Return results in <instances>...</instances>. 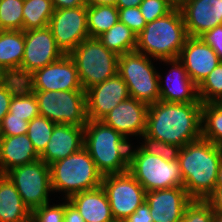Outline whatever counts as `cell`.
Listing matches in <instances>:
<instances>
[{
  "mask_svg": "<svg viewBox=\"0 0 222 222\" xmlns=\"http://www.w3.org/2000/svg\"><path fill=\"white\" fill-rule=\"evenodd\" d=\"M201 120L202 103L159 100L148 105L145 134L182 148L202 137Z\"/></svg>",
  "mask_w": 222,
  "mask_h": 222,
  "instance_id": "cell-1",
  "label": "cell"
},
{
  "mask_svg": "<svg viewBox=\"0 0 222 222\" xmlns=\"http://www.w3.org/2000/svg\"><path fill=\"white\" fill-rule=\"evenodd\" d=\"M178 161L188 195L193 200H205L216 186L222 147L201 137L181 148Z\"/></svg>",
  "mask_w": 222,
  "mask_h": 222,
  "instance_id": "cell-2",
  "label": "cell"
},
{
  "mask_svg": "<svg viewBox=\"0 0 222 222\" xmlns=\"http://www.w3.org/2000/svg\"><path fill=\"white\" fill-rule=\"evenodd\" d=\"M131 142L101 120L84 126V147L103 175L128 172Z\"/></svg>",
  "mask_w": 222,
  "mask_h": 222,
  "instance_id": "cell-3",
  "label": "cell"
},
{
  "mask_svg": "<svg viewBox=\"0 0 222 222\" xmlns=\"http://www.w3.org/2000/svg\"><path fill=\"white\" fill-rule=\"evenodd\" d=\"M188 38L180 9L147 23L137 35L136 51L155 60L177 59Z\"/></svg>",
  "mask_w": 222,
  "mask_h": 222,
  "instance_id": "cell-4",
  "label": "cell"
},
{
  "mask_svg": "<svg viewBox=\"0 0 222 222\" xmlns=\"http://www.w3.org/2000/svg\"><path fill=\"white\" fill-rule=\"evenodd\" d=\"M50 176L53 193L63 195L61 202L76 193L100 187L103 179L85 147L52 163Z\"/></svg>",
  "mask_w": 222,
  "mask_h": 222,
  "instance_id": "cell-5",
  "label": "cell"
},
{
  "mask_svg": "<svg viewBox=\"0 0 222 222\" xmlns=\"http://www.w3.org/2000/svg\"><path fill=\"white\" fill-rule=\"evenodd\" d=\"M131 144L128 172L146 192L173 187H183L179 161H167L145 152L139 145Z\"/></svg>",
  "mask_w": 222,
  "mask_h": 222,
  "instance_id": "cell-6",
  "label": "cell"
},
{
  "mask_svg": "<svg viewBox=\"0 0 222 222\" xmlns=\"http://www.w3.org/2000/svg\"><path fill=\"white\" fill-rule=\"evenodd\" d=\"M84 91L118 73L119 55L107 49L98 38L83 40L70 54Z\"/></svg>",
  "mask_w": 222,
  "mask_h": 222,
  "instance_id": "cell-7",
  "label": "cell"
},
{
  "mask_svg": "<svg viewBox=\"0 0 222 222\" xmlns=\"http://www.w3.org/2000/svg\"><path fill=\"white\" fill-rule=\"evenodd\" d=\"M154 61L158 60L136 50L119 55L118 58V74L128 86L130 97L147 105L156 103L160 98L159 71Z\"/></svg>",
  "mask_w": 222,
  "mask_h": 222,
  "instance_id": "cell-8",
  "label": "cell"
},
{
  "mask_svg": "<svg viewBox=\"0 0 222 222\" xmlns=\"http://www.w3.org/2000/svg\"><path fill=\"white\" fill-rule=\"evenodd\" d=\"M39 106L40 115L56 124L84 127L88 122L86 91H32Z\"/></svg>",
  "mask_w": 222,
  "mask_h": 222,
  "instance_id": "cell-9",
  "label": "cell"
},
{
  "mask_svg": "<svg viewBox=\"0 0 222 222\" xmlns=\"http://www.w3.org/2000/svg\"><path fill=\"white\" fill-rule=\"evenodd\" d=\"M6 175L22 197L24 205L32 212L42 205L53 203L50 166L38 159L9 170ZM51 195H50V194Z\"/></svg>",
  "mask_w": 222,
  "mask_h": 222,
  "instance_id": "cell-10",
  "label": "cell"
},
{
  "mask_svg": "<svg viewBox=\"0 0 222 222\" xmlns=\"http://www.w3.org/2000/svg\"><path fill=\"white\" fill-rule=\"evenodd\" d=\"M101 186L116 222H123L146 201V191L129 172L105 175Z\"/></svg>",
  "mask_w": 222,
  "mask_h": 222,
  "instance_id": "cell-11",
  "label": "cell"
},
{
  "mask_svg": "<svg viewBox=\"0 0 222 222\" xmlns=\"http://www.w3.org/2000/svg\"><path fill=\"white\" fill-rule=\"evenodd\" d=\"M23 84L30 91L83 90L77 66L69 54H64L57 61L34 71Z\"/></svg>",
  "mask_w": 222,
  "mask_h": 222,
  "instance_id": "cell-12",
  "label": "cell"
},
{
  "mask_svg": "<svg viewBox=\"0 0 222 222\" xmlns=\"http://www.w3.org/2000/svg\"><path fill=\"white\" fill-rule=\"evenodd\" d=\"M63 55L64 53L57 46L48 26L25 31V47L21 68L14 77L23 82L34 71L57 61Z\"/></svg>",
  "mask_w": 222,
  "mask_h": 222,
  "instance_id": "cell-13",
  "label": "cell"
},
{
  "mask_svg": "<svg viewBox=\"0 0 222 222\" xmlns=\"http://www.w3.org/2000/svg\"><path fill=\"white\" fill-rule=\"evenodd\" d=\"M48 27L57 46L64 54H70L83 40L90 38L87 5L54 10Z\"/></svg>",
  "mask_w": 222,
  "mask_h": 222,
  "instance_id": "cell-14",
  "label": "cell"
},
{
  "mask_svg": "<svg viewBox=\"0 0 222 222\" xmlns=\"http://www.w3.org/2000/svg\"><path fill=\"white\" fill-rule=\"evenodd\" d=\"M160 62L171 67L169 66L170 69L164 77L163 73H158L159 100L172 103H202L198 96V86L188 76L183 63L178 58Z\"/></svg>",
  "mask_w": 222,
  "mask_h": 222,
  "instance_id": "cell-15",
  "label": "cell"
},
{
  "mask_svg": "<svg viewBox=\"0 0 222 222\" xmlns=\"http://www.w3.org/2000/svg\"><path fill=\"white\" fill-rule=\"evenodd\" d=\"M147 113L146 103L129 97L108 112L101 121L132 142L129 138H140L145 133Z\"/></svg>",
  "mask_w": 222,
  "mask_h": 222,
  "instance_id": "cell-16",
  "label": "cell"
},
{
  "mask_svg": "<svg viewBox=\"0 0 222 222\" xmlns=\"http://www.w3.org/2000/svg\"><path fill=\"white\" fill-rule=\"evenodd\" d=\"M130 97L128 86L117 73L115 76L86 90L88 120H101L123 100Z\"/></svg>",
  "mask_w": 222,
  "mask_h": 222,
  "instance_id": "cell-17",
  "label": "cell"
},
{
  "mask_svg": "<svg viewBox=\"0 0 222 222\" xmlns=\"http://www.w3.org/2000/svg\"><path fill=\"white\" fill-rule=\"evenodd\" d=\"M192 201L181 186L146 192V203L154 222H180Z\"/></svg>",
  "mask_w": 222,
  "mask_h": 222,
  "instance_id": "cell-18",
  "label": "cell"
},
{
  "mask_svg": "<svg viewBox=\"0 0 222 222\" xmlns=\"http://www.w3.org/2000/svg\"><path fill=\"white\" fill-rule=\"evenodd\" d=\"M178 59L183 63L188 76L197 86L221 62L216 52L200 37L191 36L186 39Z\"/></svg>",
  "mask_w": 222,
  "mask_h": 222,
  "instance_id": "cell-19",
  "label": "cell"
},
{
  "mask_svg": "<svg viewBox=\"0 0 222 222\" xmlns=\"http://www.w3.org/2000/svg\"><path fill=\"white\" fill-rule=\"evenodd\" d=\"M180 10L188 36L199 37L222 25V0H189Z\"/></svg>",
  "mask_w": 222,
  "mask_h": 222,
  "instance_id": "cell-20",
  "label": "cell"
},
{
  "mask_svg": "<svg viewBox=\"0 0 222 222\" xmlns=\"http://www.w3.org/2000/svg\"><path fill=\"white\" fill-rule=\"evenodd\" d=\"M84 147V127L55 124L49 143L40 159L47 165L66 158Z\"/></svg>",
  "mask_w": 222,
  "mask_h": 222,
  "instance_id": "cell-21",
  "label": "cell"
},
{
  "mask_svg": "<svg viewBox=\"0 0 222 222\" xmlns=\"http://www.w3.org/2000/svg\"><path fill=\"white\" fill-rule=\"evenodd\" d=\"M40 159L27 134L0 136V174Z\"/></svg>",
  "mask_w": 222,
  "mask_h": 222,
  "instance_id": "cell-22",
  "label": "cell"
},
{
  "mask_svg": "<svg viewBox=\"0 0 222 222\" xmlns=\"http://www.w3.org/2000/svg\"><path fill=\"white\" fill-rule=\"evenodd\" d=\"M85 219V222H116L102 186L82 191L67 199Z\"/></svg>",
  "mask_w": 222,
  "mask_h": 222,
  "instance_id": "cell-23",
  "label": "cell"
},
{
  "mask_svg": "<svg viewBox=\"0 0 222 222\" xmlns=\"http://www.w3.org/2000/svg\"><path fill=\"white\" fill-rule=\"evenodd\" d=\"M25 47V31L0 30V69L14 77L21 68Z\"/></svg>",
  "mask_w": 222,
  "mask_h": 222,
  "instance_id": "cell-24",
  "label": "cell"
},
{
  "mask_svg": "<svg viewBox=\"0 0 222 222\" xmlns=\"http://www.w3.org/2000/svg\"><path fill=\"white\" fill-rule=\"evenodd\" d=\"M0 222H31V212L6 174H0Z\"/></svg>",
  "mask_w": 222,
  "mask_h": 222,
  "instance_id": "cell-25",
  "label": "cell"
},
{
  "mask_svg": "<svg viewBox=\"0 0 222 222\" xmlns=\"http://www.w3.org/2000/svg\"><path fill=\"white\" fill-rule=\"evenodd\" d=\"M98 40L118 55L135 51L137 47V34L120 21L100 35Z\"/></svg>",
  "mask_w": 222,
  "mask_h": 222,
  "instance_id": "cell-26",
  "label": "cell"
},
{
  "mask_svg": "<svg viewBox=\"0 0 222 222\" xmlns=\"http://www.w3.org/2000/svg\"><path fill=\"white\" fill-rule=\"evenodd\" d=\"M119 21L114 5H87V26L90 38H98Z\"/></svg>",
  "mask_w": 222,
  "mask_h": 222,
  "instance_id": "cell-27",
  "label": "cell"
},
{
  "mask_svg": "<svg viewBox=\"0 0 222 222\" xmlns=\"http://www.w3.org/2000/svg\"><path fill=\"white\" fill-rule=\"evenodd\" d=\"M54 10L51 0H24L23 31L47 27Z\"/></svg>",
  "mask_w": 222,
  "mask_h": 222,
  "instance_id": "cell-28",
  "label": "cell"
},
{
  "mask_svg": "<svg viewBox=\"0 0 222 222\" xmlns=\"http://www.w3.org/2000/svg\"><path fill=\"white\" fill-rule=\"evenodd\" d=\"M202 138L222 147V107L217 103L202 104Z\"/></svg>",
  "mask_w": 222,
  "mask_h": 222,
  "instance_id": "cell-29",
  "label": "cell"
},
{
  "mask_svg": "<svg viewBox=\"0 0 222 222\" xmlns=\"http://www.w3.org/2000/svg\"><path fill=\"white\" fill-rule=\"evenodd\" d=\"M9 113L28 122L39 116V106L34 92L23 84L12 96Z\"/></svg>",
  "mask_w": 222,
  "mask_h": 222,
  "instance_id": "cell-30",
  "label": "cell"
},
{
  "mask_svg": "<svg viewBox=\"0 0 222 222\" xmlns=\"http://www.w3.org/2000/svg\"><path fill=\"white\" fill-rule=\"evenodd\" d=\"M55 124V122L41 115L34 117L29 122L27 136L39 156L49 143Z\"/></svg>",
  "mask_w": 222,
  "mask_h": 222,
  "instance_id": "cell-31",
  "label": "cell"
},
{
  "mask_svg": "<svg viewBox=\"0 0 222 222\" xmlns=\"http://www.w3.org/2000/svg\"><path fill=\"white\" fill-rule=\"evenodd\" d=\"M24 0H0V30H23Z\"/></svg>",
  "mask_w": 222,
  "mask_h": 222,
  "instance_id": "cell-32",
  "label": "cell"
},
{
  "mask_svg": "<svg viewBox=\"0 0 222 222\" xmlns=\"http://www.w3.org/2000/svg\"><path fill=\"white\" fill-rule=\"evenodd\" d=\"M199 100L217 103L222 98V62L198 86Z\"/></svg>",
  "mask_w": 222,
  "mask_h": 222,
  "instance_id": "cell-33",
  "label": "cell"
},
{
  "mask_svg": "<svg viewBox=\"0 0 222 222\" xmlns=\"http://www.w3.org/2000/svg\"><path fill=\"white\" fill-rule=\"evenodd\" d=\"M140 139H142V142H139V146L149 154L162 157L167 161H174L179 157L181 147L159 141L146 135L145 133L140 136Z\"/></svg>",
  "mask_w": 222,
  "mask_h": 222,
  "instance_id": "cell-34",
  "label": "cell"
},
{
  "mask_svg": "<svg viewBox=\"0 0 222 222\" xmlns=\"http://www.w3.org/2000/svg\"><path fill=\"white\" fill-rule=\"evenodd\" d=\"M214 212L205 200H193L185 209L180 222H212Z\"/></svg>",
  "mask_w": 222,
  "mask_h": 222,
  "instance_id": "cell-35",
  "label": "cell"
},
{
  "mask_svg": "<svg viewBox=\"0 0 222 222\" xmlns=\"http://www.w3.org/2000/svg\"><path fill=\"white\" fill-rule=\"evenodd\" d=\"M64 201L40 206L31 212V222H63Z\"/></svg>",
  "mask_w": 222,
  "mask_h": 222,
  "instance_id": "cell-36",
  "label": "cell"
},
{
  "mask_svg": "<svg viewBox=\"0 0 222 222\" xmlns=\"http://www.w3.org/2000/svg\"><path fill=\"white\" fill-rule=\"evenodd\" d=\"M23 85V82L16 77H8L0 84V125L9 112V106L14 93Z\"/></svg>",
  "mask_w": 222,
  "mask_h": 222,
  "instance_id": "cell-37",
  "label": "cell"
},
{
  "mask_svg": "<svg viewBox=\"0 0 222 222\" xmlns=\"http://www.w3.org/2000/svg\"><path fill=\"white\" fill-rule=\"evenodd\" d=\"M139 8L147 23L159 19L173 9L166 0H143Z\"/></svg>",
  "mask_w": 222,
  "mask_h": 222,
  "instance_id": "cell-38",
  "label": "cell"
},
{
  "mask_svg": "<svg viewBox=\"0 0 222 222\" xmlns=\"http://www.w3.org/2000/svg\"><path fill=\"white\" fill-rule=\"evenodd\" d=\"M118 12L119 21L128 26L137 35L147 25L139 7L118 8Z\"/></svg>",
  "mask_w": 222,
  "mask_h": 222,
  "instance_id": "cell-39",
  "label": "cell"
},
{
  "mask_svg": "<svg viewBox=\"0 0 222 222\" xmlns=\"http://www.w3.org/2000/svg\"><path fill=\"white\" fill-rule=\"evenodd\" d=\"M29 122L23 118L13 117L9 112L0 125V136H18L27 134Z\"/></svg>",
  "mask_w": 222,
  "mask_h": 222,
  "instance_id": "cell-40",
  "label": "cell"
},
{
  "mask_svg": "<svg viewBox=\"0 0 222 222\" xmlns=\"http://www.w3.org/2000/svg\"><path fill=\"white\" fill-rule=\"evenodd\" d=\"M206 44H208L222 60V25H218L213 29L204 32L199 36Z\"/></svg>",
  "mask_w": 222,
  "mask_h": 222,
  "instance_id": "cell-41",
  "label": "cell"
},
{
  "mask_svg": "<svg viewBox=\"0 0 222 222\" xmlns=\"http://www.w3.org/2000/svg\"><path fill=\"white\" fill-rule=\"evenodd\" d=\"M123 222H154L150 214V207L146 201L141 204L134 213L128 216Z\"/></svg>",
  "mask_w": 222,
  "mask_h": 222,
  "instance_id": "cell-42",
  "label": "cell"
},
{
  "mask_svg": "<svg viewBox=\"0 0 222 222\" xmlns=\"http://www.w3.org/2000/svg\"><path fill=\"white\" fill-rule=\"evenodd\" d=\"M63 222H85L80 212L67 199H64Z\"/></svg>",
  "mask_w": 222,
  "mask_h": 222,
  "instance_id": "cell-43",
  "label": "cell"
},
{
  "mask_svg": "<svg viewBox=\"0 0 222 222\" xmlns=\"http://www.w3.org/2000/svg\"><path fill=\"white\" fill-rule=\"evenodd\" d=\"M205 201L211 206L215 214L222 215V188H215Z\"/></svg>",
  "mask_w": 222,
  "mask_h": 222,
  "instance_id": "cell-44",
  "label": "cell"
},
{
  "mask_svg": "<svg viewBox=\"0 0 222 222\" xmlns=\"http://www.w3.org/2000/svg\"><path fill=\"white\" fill-rule=\"evenodd\" d=\"M55 10L87 5L85 0H51Z\"/></svg>",
  "mask_w": 222,
  "mask_h": 222,
  "instance_id": "cell-45",
  "label": "cell"
},
{
  "mask_svg": "<svg viewBox=\"0 0 222 222\" xmlns=\"http://www.w3.org/2000/svg\"><path fill=\"white\" fill-rule=\"evenodd\" d=\"M143 0H117V8L139 7Z\"/></svg>",
  "mask_w": 222,
  "mask_h": 222,
  "instance_id": "cell-46",
  "label": "cell"
},
{
  "mask_svg": "<svg viewBox=\"0 0 222 222\" xmlns=\"http://www.w3.org/2000/svg\"><path fill=\"white\" fill-rule=\"evenodd\" d=\"M87 5H114L116 6L117 0H85Z\"/></svg>",
  "mask_w": 222,
  "mask_h": 222,
  "instance_id": "cell-47",
  "label": "cell"
},
{
  "mask_svg": "<svg viewBox=\"0 0 222 222\" xmlns=\"http://www.w3.org/2000/svg\"><path fill=\"white\" fill-rule=\"evenodd\" d=\"M173 9H181L189 0H166Z\"/></svg>",
  "mask_w": 222,
  "mask_h": 222,
  "instance_id": "cell-48",
  "label": "cell"
},
{
  "mask_svg": "<svg viewBox=\"0 0 222 222\" xmlns=\"http://www.w3.org/2000/svg\"><path fill=\"white\" fill-rule=\"evenodd\" d=\"M215 188H222V162H221L219 169H218Z\"/></svg>",
  "mask_w": 222,
  "mask_h": 222,
  "instance_id": "cell-49",
  "label": "cell"
},
{
  "mask_svg": "<svg viewBox=\"0 0 222 222\" xmlns=\"http://www.w3.org/2000/svg\"><path fill=\"white\" fill-rule=\"evenodd\" d=\"M212 222H222V215L214 213L213 221Z\"/></svg>",
  "mask_w": 222,
  "mask_h": 222,
  "instance_id": "cell-50",
  "label": "cell"
},
{
  "mask_svg": "<svg viewBox=\"0 0 222 222\" xmlns=\"http://www.w3.org/2000/svg\"><path fill=\"white\" fill-rule=\"evenodd\" d=\"M9 76H7L1 69H0V84L5 81Z\"/></svg>",
  "mask_w": 222,
  "mask_h": 222,
  "instance_id": "cell-51",
  "label": "cell"
},
{
  "mask_svg": "<svg viewBox=\"0 0 222 222\" xmlns=\"http://www.w3.org/2000/svg\"><path fill=\"white\" fill-rule=\"evenodd\" d=\"M217 104L222 107V98L217 102Z\"/></svg>",
  "mask_w": 222,
  "mask_h": 222,
  "instance_id": "cell-52",
  "label": "cell"
}]
</instances>
